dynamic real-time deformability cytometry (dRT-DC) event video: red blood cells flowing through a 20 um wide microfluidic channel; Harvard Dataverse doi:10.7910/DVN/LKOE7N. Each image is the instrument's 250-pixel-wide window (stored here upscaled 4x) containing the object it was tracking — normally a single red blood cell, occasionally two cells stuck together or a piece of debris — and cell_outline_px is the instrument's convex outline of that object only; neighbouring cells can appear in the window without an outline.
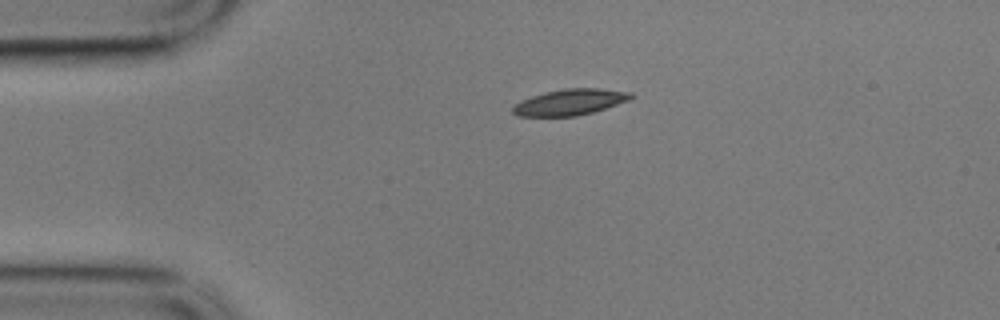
{"species": "common noctule bat (a hibernating species)", "species_latin": "Nyctalus noctula", "temperature_condition": "cold", "stored_images_in_passage": 2, "camera_frame_rate_fps": 3000, "um_per_image_px": 0.085, "animal": {"sex": "male", "body_mass_g": 17.9}, "frame": {"image": 1, "passage_image": 1, "time_ms": 0.0, "image_size_px": [1000, 320], "cell_outline_px": [[636, 96], [628, 100], [592, 112], [576, 116], [516, 116], [512, 112], [512, 104], [520, 100], [544, 92], [564, 88], [600, 88], [632, 92]], "centroid_in_image_um": [48.41, 8.67], "position_along_channel_um": 36.6, "area_um2": 18.03}}